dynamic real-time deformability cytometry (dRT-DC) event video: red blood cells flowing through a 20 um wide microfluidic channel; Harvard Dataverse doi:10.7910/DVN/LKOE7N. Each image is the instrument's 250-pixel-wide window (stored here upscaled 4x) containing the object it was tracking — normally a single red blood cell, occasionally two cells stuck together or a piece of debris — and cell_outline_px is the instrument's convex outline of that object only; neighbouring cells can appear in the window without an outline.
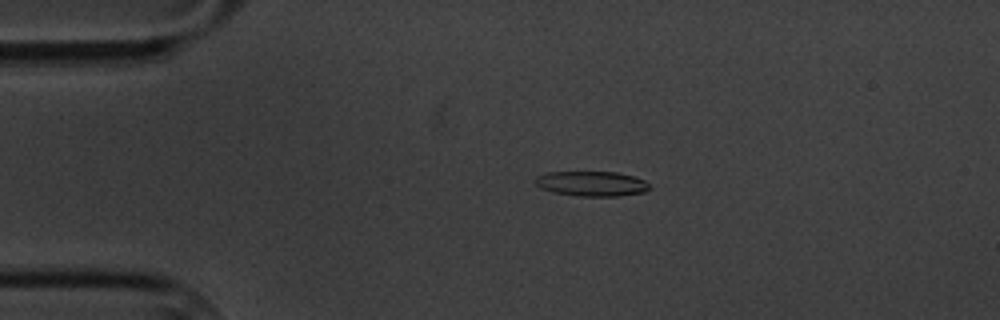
{"species": "common noctule bat (a hibernating species)", "species_latin": "Nyctalus noctula", "temperature_condition": "cold", "stored_images_in_passage": 52, "camera_frame_rate_fps": 3000, "um_per_image_px": 0.085, "animal": {"sex": "male", "body_mass_g": 20.1, "forearm_length_mm": 53.5}, "frame": {"image": 1, "passage_image": 5, "time_ms": 1.333, "image_size_px": [1000, 320], "cell_outline_px": [[652, 188], [644, 192], [620, 196], [576, 196], [552, 192], [540, 188], [532, 180], [536, 176], [548, 172], [616, 172], [632, 176], [644, 180]], "centroid_in_image_um": [50.26, 15.62], "position_along_channel_um": 34.7, "area_um2": 16.76}}
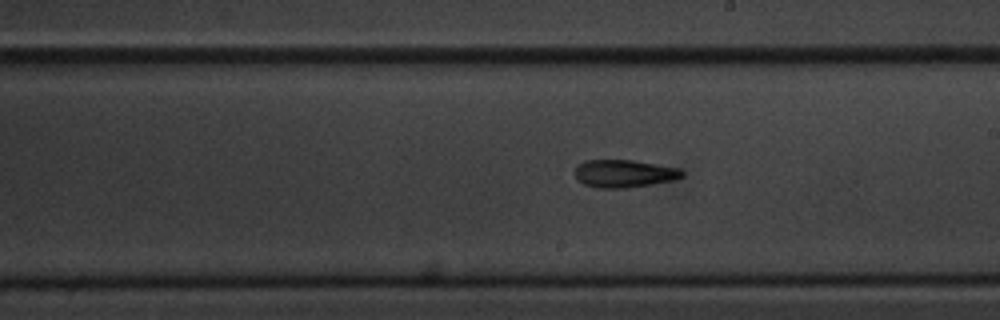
{"frame": {"image": 2, "passage_image": 26, "time_ms": 8.333, "image_size_px": [1000, 320], "cell_outline_px": [[684, 176], [672, 180], [652, 184], [624, 188], [596, 188], [584, 184], [576, 180], [576, 168], [584, 160], [632, 160], [680, 168], [684, 172]], "centroid_in_image_um": [53.05, 14.75], "position_along_channel_um": 235.9, "area_um2": 17.28}}
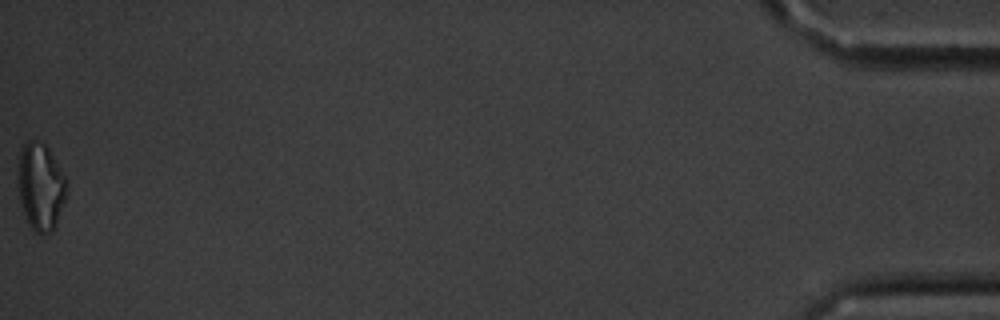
{"frame": {"image": 3, "passage_image": 52, "time_ms": 17.0, "image_size_px": [1000, 320], "cell_outline_px": [[68, 184], [64, 200], [56, 220], [52, 228], [44, 236], [36, 232], [28, 224], [20, 200], [20, 152], [24, 144], [28, 140], [36, 140], [44, 144], [48, 148], [68, 180]], "centroid_in_image_um": [3.48, 15.84], "position_along_channel_um": 431.7, "area_um2": 23.93}, "authors_computed_cell_mechanics": {"area_um2": 17.1088, "velocity_mm_per_s": 3.3855, "shape_relaxation_time_tau1_ms": 5.0598, "shape_relaxation_time_tau2_ms": 10.4529, "deformation_change_tau1": 0.1839, "deformation_change_tau2": 0.2494}}